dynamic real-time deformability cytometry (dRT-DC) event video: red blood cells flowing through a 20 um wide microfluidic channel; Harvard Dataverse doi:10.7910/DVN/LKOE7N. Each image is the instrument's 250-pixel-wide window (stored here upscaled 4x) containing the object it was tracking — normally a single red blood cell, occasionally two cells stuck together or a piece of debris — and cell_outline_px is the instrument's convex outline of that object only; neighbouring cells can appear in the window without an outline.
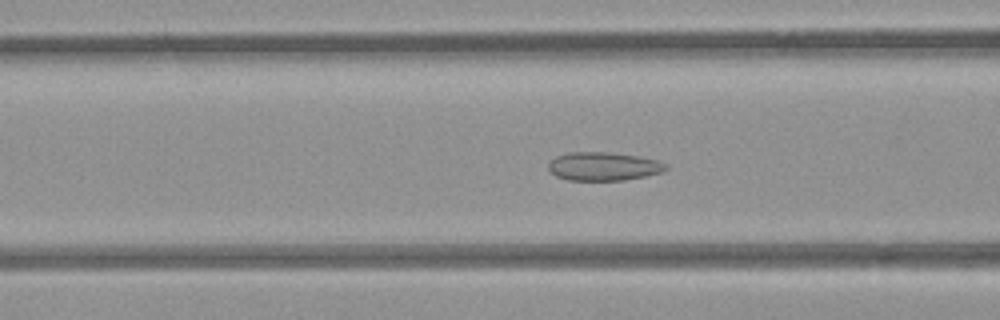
{"species": "common noctule bat (a hibernating species)", "species_latin": "Nyctalus noctula", "temperature_condition": "room temperature", "stored_images_in_passage": 51, "camera_frame_rate_fps": 3000, "um_per_image_px": 0.085, "animal": {"sex": "female", "body_mass_g": 21.9}, "frame": {"image": 1, "passage_image": 17, "time_ms": 5.333, "image_size_px": [1000, 320], "cell_outline_px": [[668, 168], [664, 172], [624, 180], [568, 180], [556, 176], [548, 172], [548, 164], [556, 156], [568, 152], [608, 152], [636, 156], [656, 160], [668, 164]], "centroid_in_image_um": [51.28, 14.14], "position_along_channel_um": 115.3, "area_um2": 19.54}}
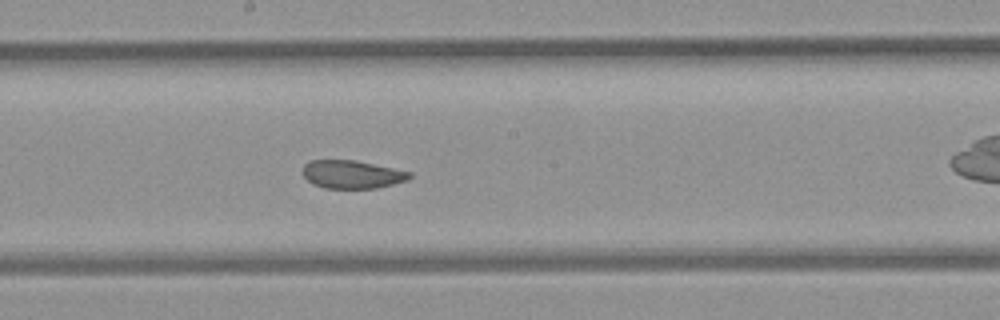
{"frame": {"image": 2, "passage_image": 25, "time_ms": 8.0, "image_size_px": [1000, 320], "cell_outline_px": [[412, 176], [408, 180], [376, 188], [324, 188], [312, 184], [304, 176], [304, 164], [312, 160], [356, 160], [412, 172]], "centroid_in_image_um": [29.94, 14.82], "position_along_channel_um": 218.3, "area_um2": 17.46}}
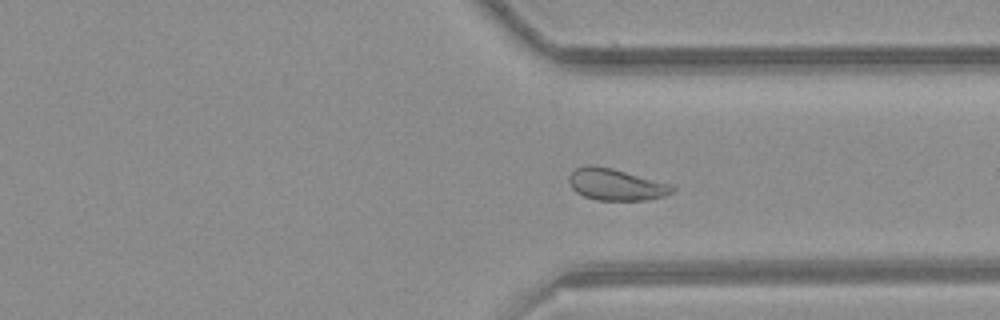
{"frame": {"image": 3, "passage_image": 36, "time_ms": 11.667, "image_size_px": [1000, 320], "cell_outline_px": [[676, 188], [672, 192], [664, 196], [648, 200], [596, 200], [584, 196], [576, 192], [572, 188], [568, 180], [568, 176], [576, 168], [588, 164], [592, 164], [612, 168], [672, 184]], "centroid_in_image_um": [52.35, 15.68], "position_along_channel_um": 359.0, "area_um2": 19.19}, "authors_computed_cell_mechanics": {"area_um2": 19.8832, "velocity_mm_per_s": 3.8551, "shape_relaxation_time_tau1_ms": null, "shape_relaxation_time_tau2_ms": 1.0349, "deformation_change_tau1": null, "deformation_change_tau2": 0.0641}}